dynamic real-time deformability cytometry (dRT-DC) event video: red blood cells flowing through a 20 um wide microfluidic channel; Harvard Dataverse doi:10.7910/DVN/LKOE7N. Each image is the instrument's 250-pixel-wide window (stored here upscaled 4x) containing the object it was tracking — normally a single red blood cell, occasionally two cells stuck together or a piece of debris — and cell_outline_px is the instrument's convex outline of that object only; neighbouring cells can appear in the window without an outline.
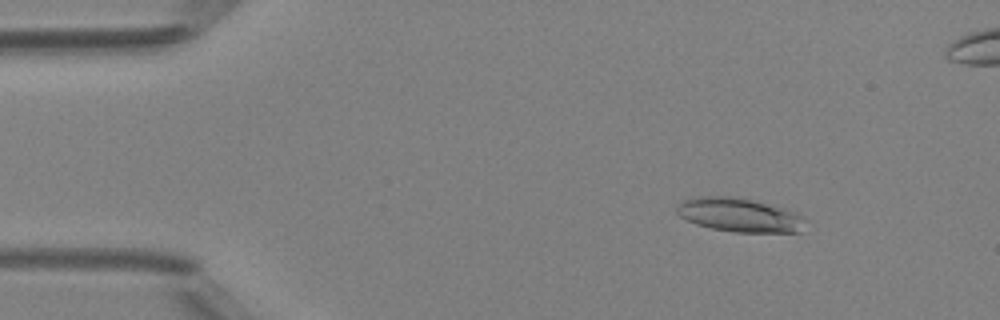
{"species": "Egyptian fruit bat (a non-hibernating species)", "species_latin": "Rousettus aegyptiacus", "temperature_condition": "room temperature", "stored_images_in_passage": 50, "camera_frame_rate_fps": 3000, "um_per_image_px": 0.085, "animal": {"sex": "female"}, "frame": {"image": 1, "passage_image": 7, "time_ms": 2.0, "image_size_px": [1000, 320], "cell_outline_px": [[808, 220], [804, 232], [736, 232], [712, 228], [696, 224], [680, 216], [676, 212], [676, 208], [684, 200], [692, 196], [736, 196], [784, 208], [796, 212]], "centroid_in_image_um": [62.91, 18.27], "position_along_channel_um": 22.1, "area_um2": 25.61}}
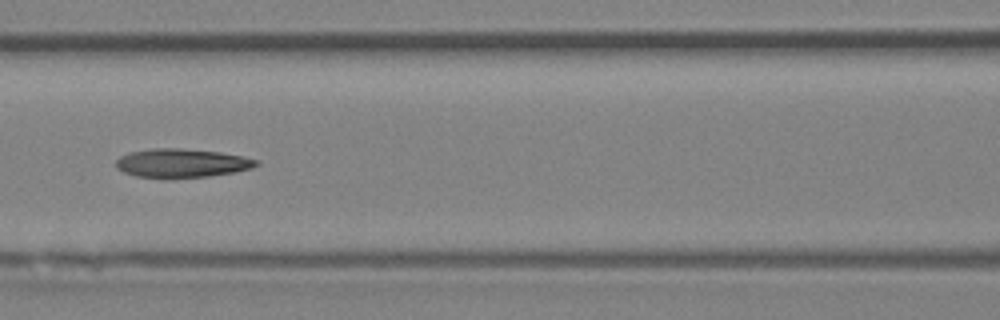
{"frame": {"image": 2, "passage_image": 22, "time_ms": 7.0, "image_size_px": [1000, 320], "cell_outline_px": [[260, 164], [252, 168], [236, 172], [208, 176], [168, 180], [164, 180], [136, 176], [124, 172], [116, 168], [116, 160], [120, 156], [128, 152], [152, 148], [180, 148], [220, 152], [260, 160]], "centroid_in_image_um": [15.42, 13.89], "position_along_channel_um": 151.2, "area_um2": 24.16}}
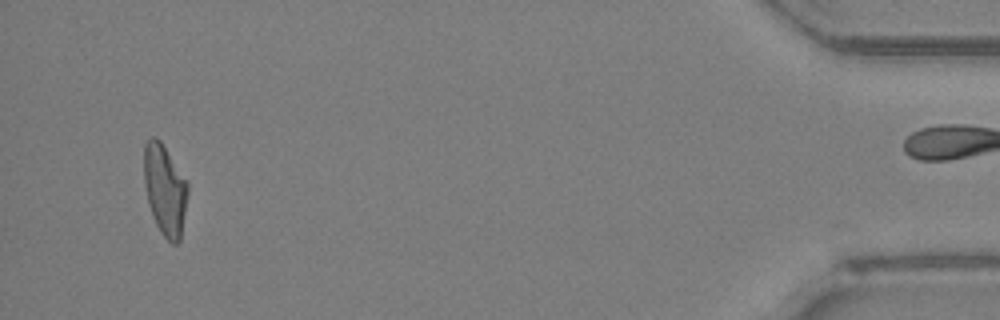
{"frame": {"image": 3, "passage_image": 47, "time_ms": 15.333, "image_size_px": [1000, 320], "cell_outline_px": [[188, 192], [180, 240], [176, 244], [172, 244], [160, 232], [152, 216], [148, 204], [144, 184], [144, 144], [152, 136], [156, 136], [160, 140], [188, 180]], "centroid_in_image_um": [14.01, 16.11], "position_along_channel_um": 421.2, "area_um2": 23.41}}